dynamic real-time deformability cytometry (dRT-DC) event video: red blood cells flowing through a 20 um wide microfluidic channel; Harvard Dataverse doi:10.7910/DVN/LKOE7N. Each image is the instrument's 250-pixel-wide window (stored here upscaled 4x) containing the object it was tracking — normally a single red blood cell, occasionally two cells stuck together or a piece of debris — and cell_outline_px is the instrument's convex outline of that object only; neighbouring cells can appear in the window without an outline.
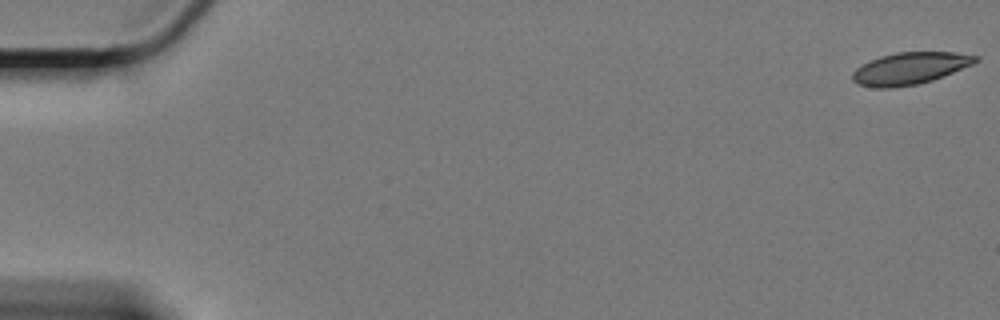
{"species": "Egyptian fruit bat (a non-hibernating species)", "species_latin": "Rousettus aegyptiacus", "temperature_condition": "cold", "stored_images_in_passage": 11, "camera_frame_rate_fps": 3000, "um_per_image_px": 0.085, "animal": {"sex": "female"}, "frame": {"image": 1, "passage_image": 1, "time_ms": 0.0, "image_size_px": [1000, 320], "cell_outline_px": [[980, 60], [972, 64], [932, 80], [916, 84], [892, 88], [876, 88], [860, 84], [852, 80], [852, 72], [856, 68], [880, 56], [896, 52], [956, 52], [980, 56]], "centroid_in_image_um": [77.35, 5.8], "position_along_channel_um": 7.6, "area_um2": 22.72}}